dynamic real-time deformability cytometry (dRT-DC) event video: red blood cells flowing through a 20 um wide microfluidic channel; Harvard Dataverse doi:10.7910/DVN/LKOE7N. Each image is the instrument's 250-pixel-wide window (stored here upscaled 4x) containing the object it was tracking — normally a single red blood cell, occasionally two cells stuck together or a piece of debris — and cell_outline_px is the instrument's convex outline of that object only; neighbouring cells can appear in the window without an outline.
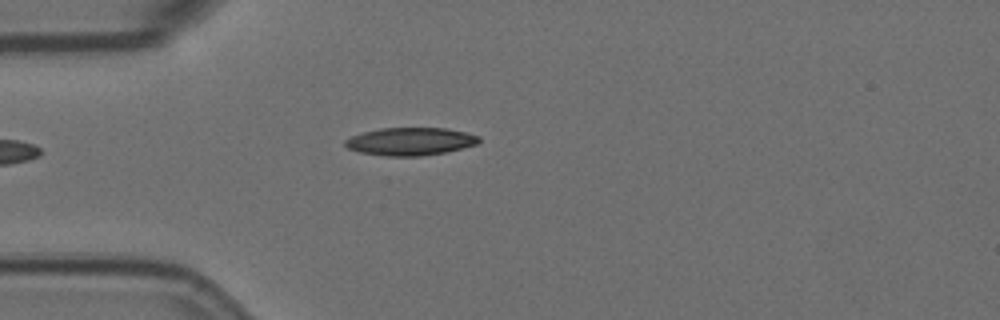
{"species": "Egyptian fruit bat (a non-hibernating species)", "species_latin": "Rousettus aegyptiacus", "temperature_condition": "room temperature", "stored_images_in_passage": 3, "camera_frame_rate_fps": 3000, "um_per_image_px": 0.085, "animal": {"sex": "female"}, "frame": {"image": 1, "passage_image": 3, "time_ms": 0.667, "image_size_px": [1000, 320], "cell_outline_px": [[480, 140], [476, 144], [444, 152], [420, 156], [388, 156], [360, 152], [348, 148], [344, 144], [344, 140], [352, 136], [364, 132], [380, 128], [444, 128], [464, 132], [480, 136]], "centroid_in_image_um": [34.85, 12.02], "position_along_channel_um": 50.1, "area_um2": 21.39}}